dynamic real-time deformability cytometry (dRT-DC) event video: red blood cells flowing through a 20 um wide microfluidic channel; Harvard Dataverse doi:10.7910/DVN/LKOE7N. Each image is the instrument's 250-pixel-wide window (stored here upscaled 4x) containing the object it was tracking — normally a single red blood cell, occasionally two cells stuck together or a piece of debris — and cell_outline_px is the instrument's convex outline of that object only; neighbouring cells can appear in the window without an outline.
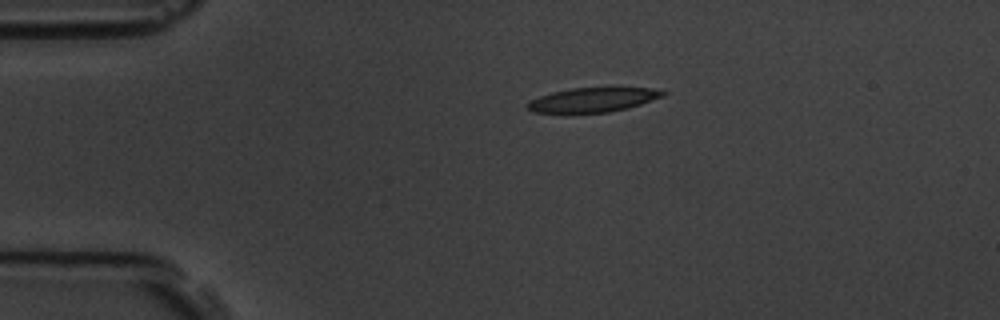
{"species": "common noctule bat (a hibernating species)", "species_latin": "Nyctalus noctula", "temperature_condition": "room temperature", "stored_images_in_passage": 2, "camera_frame_rate_fps": 3000, "um_per_image_px": 0.085, "animal": {"sex": "male", "body_mass_g": 19.5, "forearm_length_mm": 54.6}, "frame": {"image": 1, "passage_image": 1, "time_ms": 0.0, "image_size_px": [1000, 320], "cell_outline_px": [[668, 92], [664, 96], [628, 108], [608, 112], [532, 112], [528, 108], [528, 100], [552, 92], [572, 88], [612, 84], [652, 88]], "centroid_in_image_um": [50.51, 8.41], "position_along_channel_um": 34.5, "area_um2": 20.06}}